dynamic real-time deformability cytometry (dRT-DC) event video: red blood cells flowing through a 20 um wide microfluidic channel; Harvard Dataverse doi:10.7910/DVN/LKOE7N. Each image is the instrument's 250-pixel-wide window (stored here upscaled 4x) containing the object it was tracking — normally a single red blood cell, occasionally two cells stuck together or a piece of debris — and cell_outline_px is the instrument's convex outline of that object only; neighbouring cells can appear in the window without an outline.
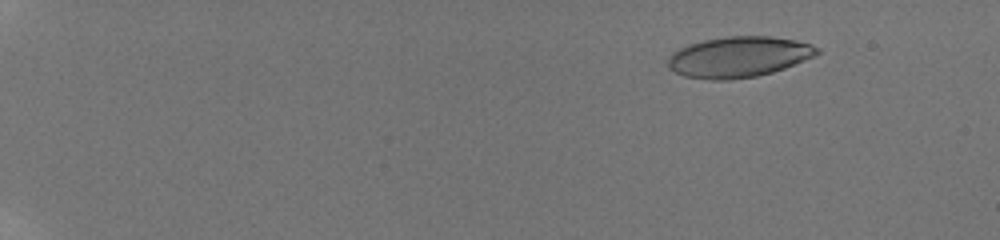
{"species": "human", "species_latin": "Homo sapiens", "temperature_condition": "room temperature", "stored_images_in_passage": 30, "camera_frame_rate_fps": 3000, "um_per_image_px": 0.085, "donor": {"sex": "male"}, "frame": {"image": 1, "passage_image": 9, "time_ms": 2.667, "image_size_px": [1000, 240], "cell_outline_px": [[820, 52], [804, 60], [784, 68], [772, 72], [756, 76], [732, 80], [712, 80], [684, 76], [668, 68], [668, 56], [672, 52], [688, 44], [704, 40], [728, 36], [768, 36], [796, 40], [812, 44], [820, 48]], "centroid_in_image_um": [62.77, 4.84], "position_along_channel_um": 22.2, "area_um2": 35.37}}
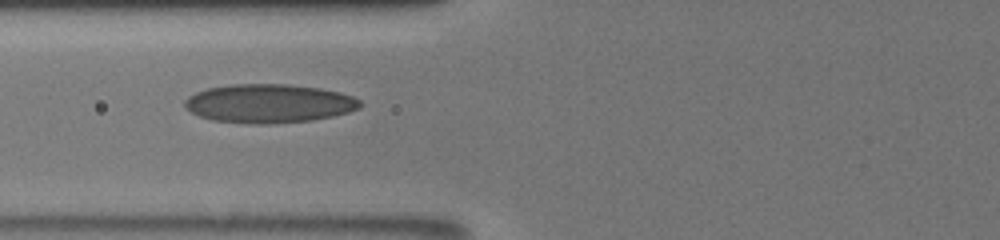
{"frame": {"image": 2, "passage_image": 23, "time_ms": 9.0, "image_size_px": [1000, 240], "cell_outline_px": [[360, 108], [348, 112], [332, 116], [312, 120], [268, 124], [248, 124], [212, 120], [200, 116], [184, 108], [184, 100], [188, 96], [196, 92], [208, 88], [232, 84], [288, 84], [320, 88], [340, 92], [352, 96], [360, 100]], "centroid_in_image_um": [22.84, 8.79], "position_along_channel_um": 103.0, "area_um2": 39.71}}
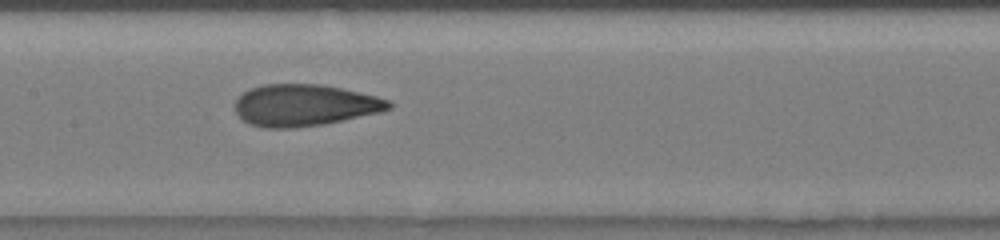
{"frame": {"image": 3, "passage_image": 29, "time_ms": 11.0, "image_size_px": [1000, 240], "cell_outline_px": [[392, 108], [380, 112], [324, 124], [292, 128], [264, 128], [252, 124], [244, 120], [236, 112], [236, 100], [244, 92], [252, 88], [264, 84], [320, 84], [340, 88], [376, 96], [388, 100], [392, 104]], "centroid_in_image_um": [25.9, 8.94], "position_along_channel_um": 181.5, "area_um2": 36.99}}